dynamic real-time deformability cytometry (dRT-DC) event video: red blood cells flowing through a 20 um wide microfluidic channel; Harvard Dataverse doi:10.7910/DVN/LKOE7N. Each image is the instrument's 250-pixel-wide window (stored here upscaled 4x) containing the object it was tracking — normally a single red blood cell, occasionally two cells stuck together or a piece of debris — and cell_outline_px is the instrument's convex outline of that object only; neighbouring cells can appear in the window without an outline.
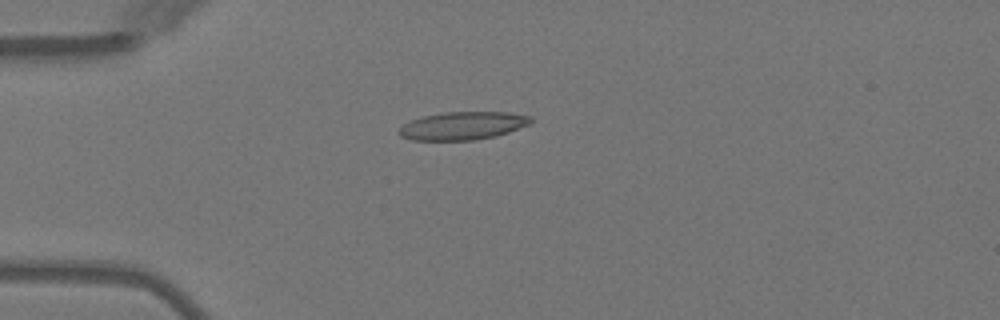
{"species": "Egyptian fruit bat (a non-hibernating species)", "species_latin": "Rousettus aegyptiacus", "temperature_condition": "warm", "stored_images_in_passage": 3, "camera_frame_rate_fps": 3000, "um_per_image_px": 0.085, "animal": {"sex": "female"}, "frame": {"image": 1, "passage_image": 2, "time_ms": 1.333, "image_size_px": [1000, 320], "cell_outline_px": [[532, 124], [496, 136], [476, 140], [412, 140], [400, 136], [396, 132], [404, 124], [412, 120], [424, 116], [444, 112], [508, 112], [532, 116]], "centroid_in_image_um": [39.36, 10.69], "position_along_channel_um": 45.6, "area_um2": 21.62}}